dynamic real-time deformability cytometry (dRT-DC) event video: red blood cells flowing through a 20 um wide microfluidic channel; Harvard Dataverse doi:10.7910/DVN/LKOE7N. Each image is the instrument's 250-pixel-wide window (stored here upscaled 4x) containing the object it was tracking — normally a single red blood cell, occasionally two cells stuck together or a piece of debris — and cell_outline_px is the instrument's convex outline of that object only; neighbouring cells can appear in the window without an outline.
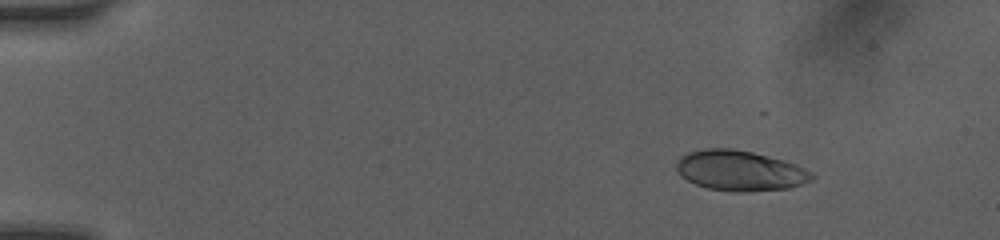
{"species": "human", "species_latin": "Homo sapiens", "temperature_condition": "room temperature", "stored_images_in_passage": 27, "camera_frame_rate_fps": 3000, "um_per_image_px": 0.085, "donor": {"sex": "female"}, "frame": {"image": 1, "passage_image": 6, "time_ms": 2.0, "image_size_px": [1000, 240], "cell_outline_px": [[816, 176], [812, 180], [788, 188], [736, 192], [732, 192], [708, 188], [696, 184], [680, 176], [676, 168], [676, 160], [680, 156], [688, 152], [704, 148], [732, 148], [752, 152], [784, 160], [796, 164], [812, 172]], "centroid_in_image_um": [62.87, 14.49], "position_along_channel_um": 22.1, "area_um2": 31.85}}
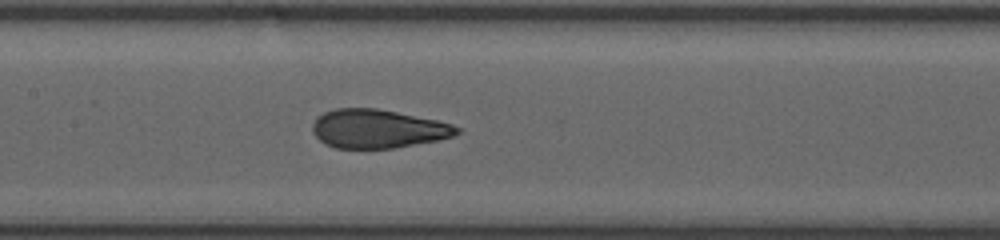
{"frame": {"image": 2, "passage_image": 18, "time_ms": 8.333, "image_size_px": [1000, 240], "cell_outline_px": [[460, 132], [452, 136], [440, 140], [392, 148], [336, 148], [320, 140], [312, 132], [312, 124], [316, 116], [324, 112], [336, 108], [376, 108], [436, 120], [452, 124], [460, 128]], "centroid_in_image_um": [32.1, 10.94], "position_along_channel_um": 175.3, "area_um2": 32.43}}
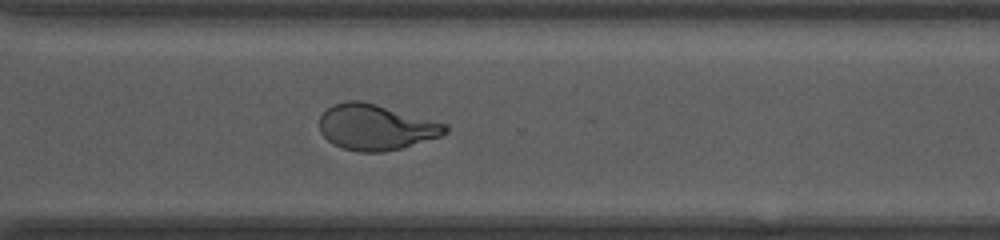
{"frame": {"image": 3, "passage_image": 27, "time_ms": 12.333, "image_size_px": [1000, 240], "cell_outline_px": [[448, 132], [440, 136], [400, 148], [384, 152], [360, 152], [344, 148], [332, 144], [320, 132], [320, 116], [332, 104], [348, 100], [360, 100], [376, 104], [448, 124]], "centroid_in_image_um": [31.93, 10.8], "position_along_channel_um": 338.7, "area_um2": 33.35}}